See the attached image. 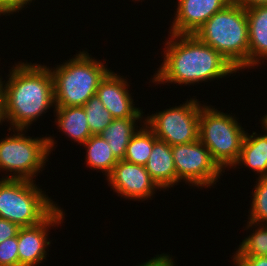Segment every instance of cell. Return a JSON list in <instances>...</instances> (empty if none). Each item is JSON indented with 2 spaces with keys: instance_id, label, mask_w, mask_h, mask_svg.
<instances>
[{
  "instance_id": "6da1fadb",
  "label": "cell",
  "mask_w": 267,
  "mask_h": 266,
  "mask_svg": "<svg viewBox=\"0 0 267 266\" xmlns=\"http://www.w3.org/2000/svg\"><path fill=\"white\" fill-rule=\"evenodd\" d=\"M163 44L162 63L149 80L155 86L172 83L194 86L239 73L218 51L194 34L169 33Z\"/></svg>"
},
{
  "instance_id": "7a4b0ae2",
  "label": "cell",
  "mask_w": 267,
  "mask_h": 266,
  "mask_svg": "<svg viewBox=\"0 0 267 266\" xmlns=\"http://www.w3.org/2000/svg\"><path fill=\"white\" fill-rule=\"evenodd\" d=\"M17 62L3 80L4 115L10 129L30 131L50 108L55 109L53 76L44 63Z\"/></svg>"
},
{
  "instance_id": "3957f363",
  "label": "cell",
  "mask_w": 267,
  "mask_h": 266,
  "mask_svg": "<svg viewBox=\"0 0 267 266\" xmlns=\"http://www.w3.org/2000/svg\"><path fill=\"white\" fill-rule=\"evenodd\" d=\"M194 35L218 51L238 72L249 70L246 9L234 0L208 19Z\"/></svg>"
},
{
  "instance_id": "277c9868",
  "label": "cell",
  "mask_w": 267,
  "mask_h": 266,
  "mask_svg": "<svg viewBox=\"0 0 267 266\" xmlns=\"http://www.w3.org/2000/svg\"><path fill=\"white\" fill-rule=\"evenodd\" d=\"M85 49L53 68L47 65L53 76L55 107L83 106L111 70L106 59L102 62Z\"/></svg>"
},
{
  "instance_id": "5b68a950",
  "label": "cell",
  "mask_w": 267,
  "mask_h": 266,
  "mask_svg": "<svg viewBox=\"0 0 267 266\" xmlns=\"http://www.w3.org/2000/svg\"><path fill=\"white\" fill-rule=\"evenodd\" d=\"M8 130L6 137L0 139V172L7 174H3L2 179L36 181L38 174L47 166L48 156L56 148V136L46 134L36 138L29 134L26 136L28 129ZM10 131L13 132L11 135Z\"/></svg>"
},
{
  "instance_id": "8992f818",
  "label": "cell",
  "mask_w": 267,
  "mask_h": 266,
  "mask_svg": "<svg viewBox=\"0 0 267 266\" xmlns=\"http://www.w3.org/2000/svg\"><path fill=\"white\" fill-rule=\"evenodd\" d=\"M238 121L234 114L224 113L211 104L201 106L199 140L209 149L212 159L223 172L234 167L241 153L247 130Z\"/></svg>"
},
{
  "instance_id": "52a82bcc",
  "label": "cell",
  "mask_w": 267,
  "mask_h": 266,
  "mask_svg": "<svg viewBox=\"0 0 267 266\" xmlns=\"http://www.w3.org/2000/svg\"><path fill=\"white\" fill-rule=\"evenodd\" d=\"M36 181L0 178V218L20 227L44 221L59 205Z\"/></svg>"
},
{
  "instance_id": "ba28073f",
  "label": "cell",
  "mask_w": 267,
  "mask_h": 266,
  "mask_svg": "<svg viewBox=\"0 0 267 266\" xmlns=\"http://www.w3.org/2000/svg\"><path fill=\"white\" fill-rule=\"evenodd\" d=\"M193 97L185 99V103L178 106H169L163 111L145 115V124L158 140L173 146L199 139V116L203 104L196 96Z\"/></svg>"
},
{
  "instance_id": "9c48e42d",
  "label": "cell",
  "mask_w": 267,
  "mask_h": 266,
  "mask_svg": "<svg viewBox=\"0 0 267 266\" xmlns=\"http://www.w3.org/2000/svg\"><path fill=\"white\" fill-rule=\"evenodd\" d=\"M171 150L177 173V185L185 182L191 188L196 187L194 189L212 188L224 173L212 159L209 149L199 139L195 142L173 145Z\"/></svg>"
},
{
  "instance_id": "30bf717a",
  "label": "cell",
  "mask_w": 267,
  "mask_h": 266,
  "mask_svg": "<svg viewBox=\"0 0 267 266\" xmlns=\"http://www.w3.org/2000/svg\"><path fill=\"white\" fill-rule=\"evenodd\" d=\"M65 211L58 206L44 221L31 227H21L18 232L19 266H40L47 259L50 229L62 226ZM60 225V226H59ZM41 263V264H40Z\"/></svg>"
},
{
  "instance_id": "8fae6325",
  "label": "cell",
  "mask_w": 267,
  "mask_h": 266,
  "mask_svg": "<svg viewBox=\"0 0 267 266\" xmlns=\"http://www.w3.org/2000/svg\"><path fill=\"white\" fill-rule=\"evenodd\" d=\"M120 198L133 201L152 200L161 189L152 180L145 166L119 160L105 179Z\"/></svg>"
},
{
  "instance_id": "7c38bea8",
  "label": "cell",
  "mask_w": 267,
  "mask_h": 266,
  "mask_svg": "<svg viewBox=\"0 0 267 266\" xmlns=\"http://www.w3.org/2000/svg\"><path fill=\"white\" fill-rule=\"evenodd\" d=\"M117 72L111 69L106 74L99 83L97 97L111 113L113 119L145 118L142 108L135 107L136 104L129 90L131 83Z\"/></svg>"
},
{
  "instance_id": "4fadbf2b",
  "label": "cell",
  "mask_w": 267,
  "mask_h": 266,
  "mask_svg": "<svg viewBox=\"0 0 267 266\" xmlns=\"http://www.w3.org/2000/svg\"><path fill=\"white\" fill-rule=\"evenodd\" d=\"M233 0H177L170 34H194L215 13Z\"/></svg>"
},
{
  "instance_id": "5bb4252c",
  "label": "cell",
  "mask_w": 267,
  "mask_h": 266,
  "mask_svg": "<svg viewBox=\"0 0 267 266\" xmlns=\"http://www.w3.org/2000/svg\"><path fill=\"white\" fill-rule=\"evenodd\" d=\"M249 33V69L267 60V5L246 9ZM253 68V69H252Z\"/></svg>"
},
{
  "instance_id": "9a60e30c",
  "label": "cell",
  "mask_w": 267,
  "mask_h": 266,
  "mask_svg": "<svg viewBox=\"0 0 267 266\" xmlns=\"http://www.w3.org/2000/svg\"><path fill=\"white\" fill-rule=\"evenodd\" d=\"M152 180L161 190L168 191L177 185V173L171 145L157 140L145 165Z\"/></svg>"
},
{
  "instance_id": "2e32d148",
  "label": "cell",
  "mask_w": 267,
  "mask_h": 266,
  "mask_svg": "<svg viewBox=\"0 0 267 266\" xmlns=\"http://www.w3.org/2000/svg\"><path fill=\"white\" fill-rule=\"evenodd\" d=\"M261 129L259 134L256 131H252L251 134L246 131L239 159L232 170L237 166H244L255 172L258 178L267 177V129L262 125Z\"/></svg>"
},
{
  "instance_id": "e0dca14e",
  "label": "cell",
  "mask_w": 267,
  "mask_h": 266,
  "mask_svg": "<svg viewBox=\"0 0 267 266\" xmlns=\"http://www.w3.org/2000/svg\"><path fill=\"white\" fill-rule=\"evenodd\" d=\"M53 111L58 131L69 140L81 146L92 136L83 106L55 107Z\"/></svg>"
},
{
  "instance_id": "ac0fdd59",
  "label": "cell",
  "mask_w": 267,
  "mask_h": 266,
  "mask_svg": "<svg viewBox=\"0 0 267 266\" xmlns=\"http://www.w3.org/2000/svg\"><path fill=\"white\" fill-rule=\"evenodd\" d=\"M144 124L145 118L113 119L100 136L107 141L114 156L123 160L129 141Z\"/></svg>"
},
{
  "instance_id": "d6986e66",
  "label": "cell",
  "mask_w": 267,
  "mask_h": 266,
  "mask_svg": "<svg viewBox=\"0 0 267 266\" xmlns=\"http://www.w3.org/2000/svg\"><path fill=\"white\" fill-rule=\"evenodd\" d=\"M81 146L85 148L86 167L96 172H102L107 178L119 161L113 154L111 147L100 135H92ZM93 168V169H92Z\"/></svg>"
},
{
  "instance_id": "ffe728a7",
  "label": "cell",
  "mask_w": 267,
  "mask_h": 266,
  "mask_svg": "<svg viewBox=\"0 0 267 266\" xmlns=\"http://www.w3.org/2000/svg\"><path fill=\"white\" fill-rule=\"evenodd\" d=\"M244 230H249L250 234L242 239L231 257L267 256V225L247 221Z\"/></svg>"
},
{
  "instance_id": "44dd1931",
  "label": "cell",
  "mask_w": 267,
  "mask_h": 266,
  "mask_svg": "<svg viewBox=\"0 0 267 266\" xmlns=\"http://www.w3.org/2000/svg\"><path fill=\"white\" fill-rule=\"evenodd\" d=\"M157 140L154 132L144 124L129 141L124 160L145 166Z\"/></svg>"
},
{
  "instance_id": "7402d4cb",
  "label": "cell",
  "mask_w": 267,
  "mask_h": 266,
  "mask_svg": "<svg viewBox=\"0 0 267 266\" xmlns=\"http://www.w3.org/2000/svg\"><path fill=\"white\" fill-rule=\"evenodd\" d=\"M255 180L246 221L267 225V177H257Z\"/></svg>"
},
{
  "instance_id": "603a6c76",
  "label": "cell",
  "mask_w": 267,
  "mask_h": 266,
  "mask_svg": "<svg viewBox=\"0 0 267 266\" xmlns=\"http://www.w3.org/2000/svg\"><path fill=\"white\" fill-rule=\"evenodd\" d=\"M87 122L92 135H100L113 121L111 113L104 107L97 95L92 96L84 105Z\"/></svg>"
},
{
  "instance_id": "cb8c5ba5",
  "label": "cell",
  "mask_w": 267,
  "mask_h": 266,
  "mask_svg": "<svg viewBox=\"0 0 267 266\" xmlns=\"http://www.w3.org/2000/svg\"><path fill=\"white\" fill-rule=\"evenodd\" d=\"M0 266H19L18 235L0 243Z\"/></svg>"
},
{
  "instance_id": "d4e9b609",
  "label": "cell",
  "mask_w": 267,
  "mask_h": 266,
  "mask_svg": "<svg viewBox=\"0 0 267 266\" xmlns=\"http://www.w3.org/2000/svg\"><path fill=\"white\" fill-rule=\"evenodd\" d=\"M33 1L35 0H0V16H11L21 12L23 8L26 10Z\"/></svg>"
},
{
  "instance_id": "484cf974",
  "label": "cell",
  "mask_w": 267,
  "mask_h": 266,
  "mask_svg": "<svg viewBox=\"0 0 267 266\" xmlns=\"http://www.w3.org/2000/svg\"><path fill=\"white\" fill-rule=\"evenodd\" d=\"M20 228L16 223L0 218V243L17 236Z\"/></svg>"
},
{
  "instance_id": "4316f807",
  "label": "cell",
  "mask_w": 267,
  "mask_h": 266,
  "mask_svg": "<svg viewBox=\"0 0 267 266\" xmlns=\"http://www.w3.org/2000/svg\"><path fill=\"white\" fill-rule=\"evenodd\" d=\"M154 256L155 257L148 259V261L136 266H178L175 262L176 260L172 258L173 256L168 253L165 254L164 252Z\"/></svg>"
},
{
  "instance_id": "83f0119b",
  "label": "cell",
  "mask_w": 267,
  "mask_h": 266,
  "mask_svg": "<svg viewBox=\"0 0 267 266\" xmlns=\"http://www.w3.org/2000/svg\"><path fill=\"white\" fill-rule=\"evenodd\" d=\"M231 258L234 266H267V256Z\"/></svg>"
},
{
  "instance_id": "f1b7e54d",
  "label": "cell",
  "mask_w": 267,
  "mask_h": 266,
  "mask_svg": "<svg viewBox=\"0 0 267 266\" xmlns=\"http://www.w3.org/2000/svg\"><path fill=\"white\" fill-rule=\"evenodd\" d=\"M234 1L239 5L243 6L245 9L267 5V0H234Z\"/></svg>"
},
{
  "instance_id": "f546056e",
  "label": "cell",
  "mask_w": 267,
  "mask_h": 266,
  "mask_svg": "<svg viewBox=\"0 0 267 266\" xmlns=\"http://www.w3.org/2000/svg\"><path fill=\"white\" fill-rule=\"evenodd\" d=\"M5 121L6 120H5V115H4V99L3 97H0V126L6 123Z\"/></svg>"
},
{
  "instance_id": "4dcf8cb0",
  "label": "cell",
  "mask_w": 267,
  "mask_h": 266,
  "mask_svg": "<svg viewBox=\"0 0 267 266\" xmlns=\"http://www.w3.org/2000/svg\"><path fill=\"white\" fill-rule=\"evenodd\" d=\"M259 122L260 125L267 129V113L260 118Z\"/></svg>"
},
{
  "instance_id": "1f68e13d",
  "label": "cell",
  "mask_w": 267,
  "mask_h": 266,
  "mask_svg": "<svg viewBox=\"0 0 267 266\" xmlns=\"http://www.w3.org/2000/svg\"><path fill=\"white\" fill-rule=\"evenodd\" d=\"M2 80H4V79L0 73V97H3V83H4V81H2Z\"/></svg>"
},
{
  "instance_id": "d6a6232c",
  "label": "cell",
  "mask_w": 267,
  "mask_h": 266,
  "mask_svg": "<svg viewBox=\"0 0 267 266\" xmlns=\"http://www.w3.org/2000/svg\"><path fill=\"white\" fill-rule=\"evenodd\" d=\"M132 1H134V2H142V1H144V0H132Z\"/></svg>"
}]
</instances>
